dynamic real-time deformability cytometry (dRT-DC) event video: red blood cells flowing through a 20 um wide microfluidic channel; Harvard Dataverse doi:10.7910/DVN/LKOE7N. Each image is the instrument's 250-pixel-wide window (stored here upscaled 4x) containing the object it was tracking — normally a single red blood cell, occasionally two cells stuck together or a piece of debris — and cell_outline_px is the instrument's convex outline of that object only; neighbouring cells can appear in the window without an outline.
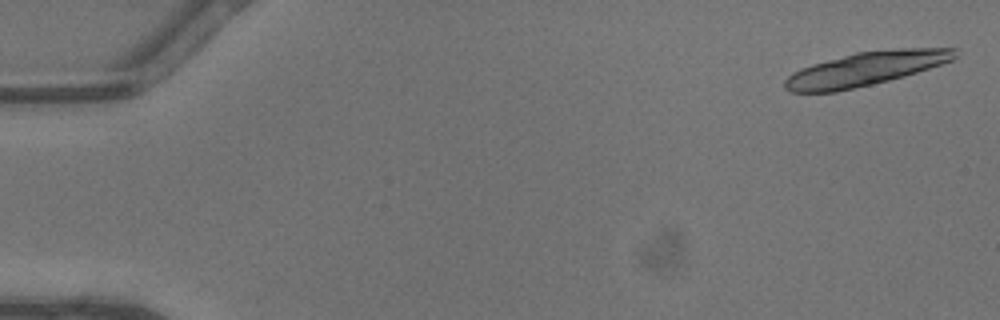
{"species": "common noctule bat (a hibernating species)", "species_latin": "Nyctalus noctula", "temperature_condition": "warm", "stored_images_in_passage": 17, "camera_frame_rate_fps": 3000, "um_per_image_px": 0.085, "animal": {"sex": "male", "body_mass_g": 13.3}, "frame": {"image": 1, "passage_image": 2, "time_ms": 0.333, "image_size_px": [1000, 320], "cell_outline_px": [[956, 56], [952, 60], [904, 76], [872, 84], [836, 92], [792, 92], [784, 88], [784, 80], [792, 72], [800, 68], [812, 64], [856, 52], [900, 48], [956, 48]], "centroid_in_image_um": [73.52, 5.85], "position_along_channel_um": 11.5, "area_um2": 33.18}}